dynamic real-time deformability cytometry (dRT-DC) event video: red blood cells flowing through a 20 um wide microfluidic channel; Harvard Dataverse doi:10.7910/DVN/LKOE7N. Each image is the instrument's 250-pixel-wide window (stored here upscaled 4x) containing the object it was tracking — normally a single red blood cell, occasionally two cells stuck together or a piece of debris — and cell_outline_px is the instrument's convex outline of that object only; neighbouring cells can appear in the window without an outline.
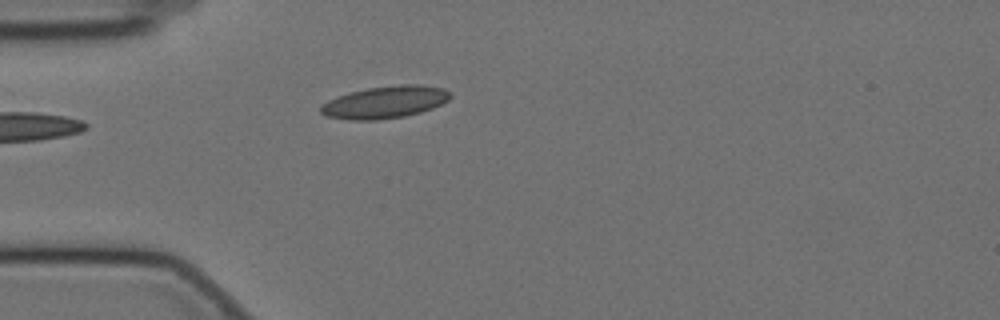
{"species": "Egyptian fruit bat (a non-hibernating species)", "species_latin": "Rousettus aegyptiacus", "temperature_condition": "cold", "stored_images_in_passage": 12, "camera_frame_rate_fps": 3000, "um_per_image_px": 0.085, "animal": {"sex": "female"}, "frame": {"image": 1, "passage_image": 1, "time_ms": 0.0, "image_size_px": [1000, 320], "cell_outline_px": [[452, 96], [448, 100], [432, 108], [420, 112], [404, 116], [376, 120], [348, 120], [328, 116], [320, 112], [320, 104], [328, 100], [352, 92], [368, 88], [400, 84], [420, 84], [444, 88], [452, 92]], "centroid_in_image_um": [32.75, 8.68], "position_along_channel_um": 52.2, "area_um2": 24.28}}
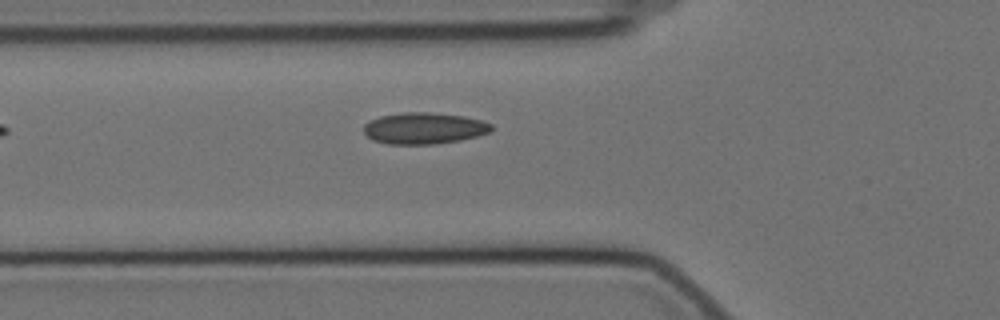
{"frame": {"image": 2, "passage_image": 5, "time_ms": 1.333, "image_size_px": [1000, 320], "cell_outline_px": [[492, 128], [488, 132], [476, 136], [460, 140], [436, 144], [388, 144], [372, 140], [364, 132], [364, 124], [368, 120], [380, 116], [404, 112], [432, 112], [464, 116], [480, 120], [492, 124]], "centroid_in_image_um": [36.01, 10.9], "position_along_channel_um": 89.8, "area_um2": 23.41}}
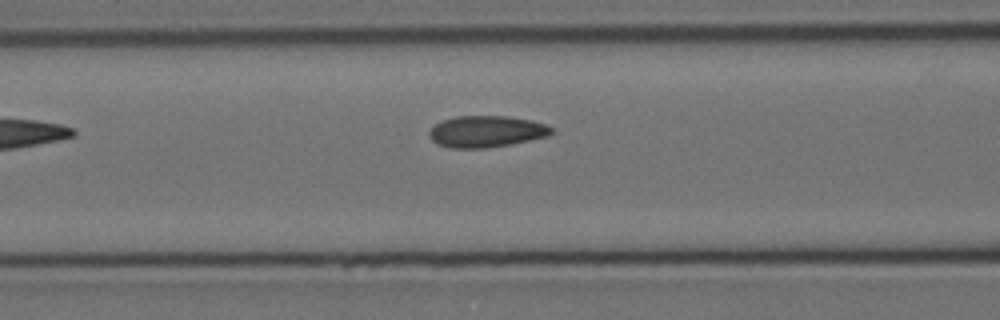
{"frame": {"image": 3, "passage_image": 8, "time_ms": 2.333, "image_size_px": [1000, 320], "cell_outline_px": [[552, 132], [548, 136], [512, 144], [488, 148], [448, 148], [436, 144], [428, 136], [428, 132], [436, 124], [444, 120], [456, 116], [508, 116], [528, 120], [544, 124], [552, 128]], "centroid_in_image_um": [41.3, 11.19], "position_along_channel_um": 125.3, "area_um2": 22.43}}